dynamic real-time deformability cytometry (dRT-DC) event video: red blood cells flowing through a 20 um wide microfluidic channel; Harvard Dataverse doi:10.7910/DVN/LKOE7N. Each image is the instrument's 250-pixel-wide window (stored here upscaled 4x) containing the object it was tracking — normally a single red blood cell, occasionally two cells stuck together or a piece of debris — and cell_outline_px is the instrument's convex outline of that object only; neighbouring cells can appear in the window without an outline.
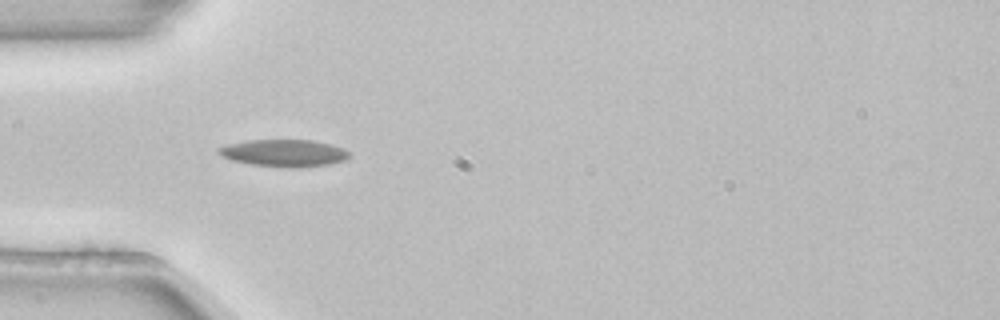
{"species": "common noctule bat (a hibernating species)", "species_latin": "Nyctalus noctula", "temperature_condition": "room temperature", "stored_images_in_passage": 4, "camera_frame_rate_fps": 3000, "um_per_image_px": 0.085, "animal": {"sex": "female", "body_mass_g": 22.7, "forearm_length_mm": 54.2}, "frame": {"image": 1, "passage_image": 4, "time_ms": 1.0, "image_size_px": [1000, 320], "cell_outline_px": [[352, 156], [344, 160], [328, 164], [296, 168], [288, 168], [252, 164], [232, 160], [220, 156], [216, 152], [216, 148], [228, 144], [248, 140], [312, 140], [344, 148], [352, 152]], "centroid_in_image_um": [24.14, 13.01], "position_along_channel_um": 60.9, "area_um2": 20.81}}